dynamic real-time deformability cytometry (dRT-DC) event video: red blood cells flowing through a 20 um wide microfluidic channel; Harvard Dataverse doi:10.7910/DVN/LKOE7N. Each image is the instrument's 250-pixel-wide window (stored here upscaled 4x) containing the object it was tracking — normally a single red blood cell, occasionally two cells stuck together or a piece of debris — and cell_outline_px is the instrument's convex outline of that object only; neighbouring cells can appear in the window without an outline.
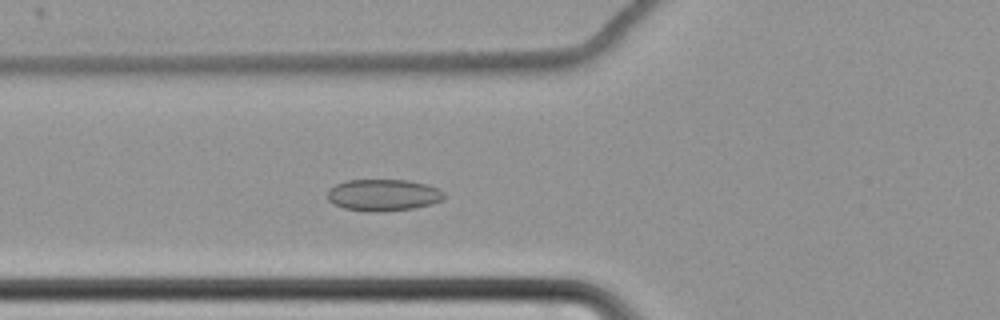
{"species": "common noctule bat (a hibernating species)", "species_latin": "Nyctalus noctula", "temperature_condition": "cold", "stored_images_in_passage": 63, "camera_frame_rate_fps": 3000, "um_per_image_px": 0.085, "animal": {"sex": "female", "body_mass_g": 22.7, "forearm_length_mm": 54.2}, "frame": {"image": 1, "passage_image": 25, "time_ms": 8.0, "image_size_px": [1000, 320], "cell_outline_px": [[444, 200], [432, 204], [412, 208], [380, 212], [368, 212], [344, 208], [332, 204], [328, 200], [328, 188], [344, 180], [408, 180], [428, 184], [444, 192]], "centroid_in_image_um": [32.56, 16.58], "position_along_channel_um": 93.2, "area_um2": 21.79}}
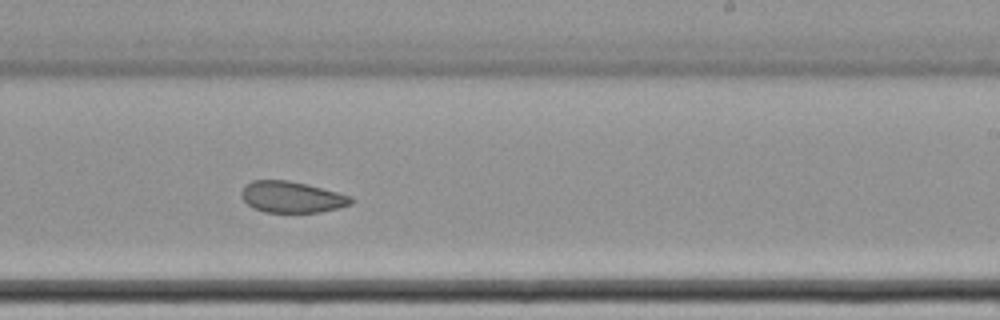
{"frame": {"image": 2, "passage_image": 40, "time_ms": 13.0, "image_size_px": [1000, 320], "cell_outline_px": [[356, 200], [352, 204], [320, 212], [264, 212], [252, 208], [240, 196], [240, 192], [252, 180], [288, 180], [308, 184], [352, 196]], "centroid_in_image_um": [24.82, 16.75], "position_along_channel_um": 264.2, "area_um2": 20.06}}
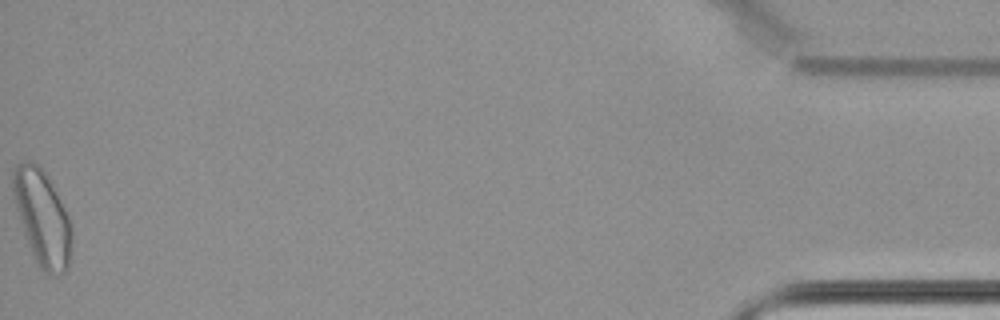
{"frame": {"image": 3, "passage_image": 63, "time_ms": 20.667, "image_size_px": [1000, 320], "cell_outline_px": [[72, 240], [68, 268], [64, 272], [52, 276], [40, 268], [36, 264], [24, 232], [16, 208], [12, 192], [12, 172], [16, 164], [24, 160], [32, 160], [40, 164], [48, 176], [72, 224]], "centroid_in_image_um": [3.59, 18.47], "position_along_channel_um": 431.6, "area_um2": 32.83}, "authors_computed_cell_mechanics": {"area_um2": 23.0622, "velocity_mm_per_s": 3.4283, "shape_relaxation_time_tau1_ms": null, "shape_relaxation_time_tau2_ms": 3.6949, "deformation_change_tau1": null, "deformation_change_tau2": 0.0832}}